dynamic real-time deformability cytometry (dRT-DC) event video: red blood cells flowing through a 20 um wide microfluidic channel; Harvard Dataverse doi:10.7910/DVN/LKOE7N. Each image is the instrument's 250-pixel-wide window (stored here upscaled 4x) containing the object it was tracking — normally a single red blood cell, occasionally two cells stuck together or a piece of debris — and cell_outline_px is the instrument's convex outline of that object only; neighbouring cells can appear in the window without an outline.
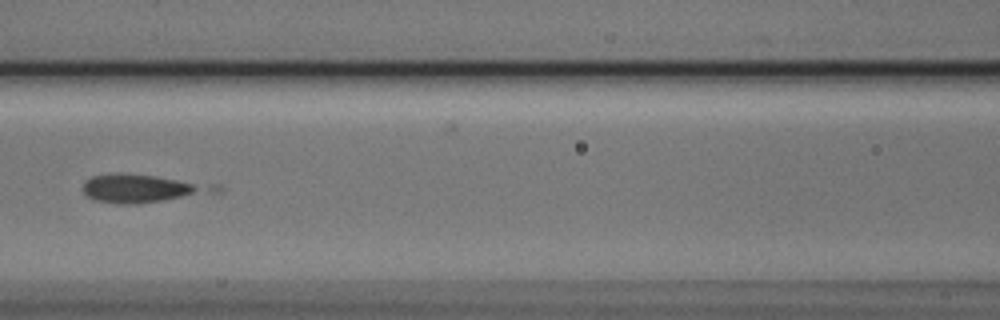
{"species": "Egyptian fruit bat (a non-hibernating species)", "species_latin": "Rousettus aegyptiacus", "temperature_condition": "cold", "stored_images_in_passage": 9, "camera_frame_rate_fps": 3000, "um_per_image_px": 0.085, "animal": {"sex": "male"}, "frame": {"image": 1, "passage_image": 7, "time_ms": 2.0, "image_size_px": [1000, 320], "cell_outline_px": [[224, 192], [136, 204], [120, 204], [96, 200], [88, 196], [84, 192], [84, 180], [92, 176], [116, 172], [156, 176], [220, 184], [224, 188]], "centroid_in_image_um": [12.24, 16.0], "position_along_channel_um": 154.4, "area_um2": 22.2}}